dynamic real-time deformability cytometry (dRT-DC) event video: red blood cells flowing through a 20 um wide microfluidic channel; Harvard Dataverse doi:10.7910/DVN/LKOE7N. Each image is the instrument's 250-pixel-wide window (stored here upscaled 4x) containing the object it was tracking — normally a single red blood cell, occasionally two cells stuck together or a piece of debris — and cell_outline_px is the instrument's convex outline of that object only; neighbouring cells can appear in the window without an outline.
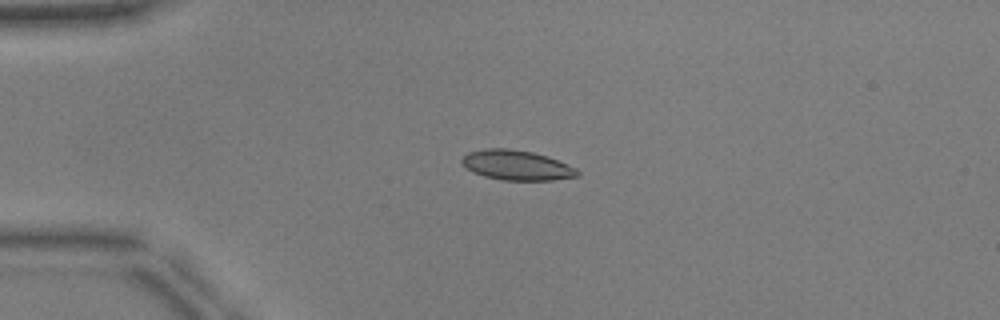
{"species": "common noctule bat (a hibernating species)", "species_latin": "Nyctalus noctula", "temperature_condition": "warm", "stored_images_in_passage": 40, "camera_frame_rate_fps": 3000, "um_per_image_px": 0.085, "animal": {"sex": "male", "body_mass_g": 17.9, "forearm_length_mm": 54.2}, "frame": {"image": 1, "passage_image": 1, "time_ms": 0.0, "image_size_px": [1000, 320], "cell_outline_px": [[580, 176], [552, 180], [500, 180], [484, 176], [472, 172], [460, 164], [460, 160], [468, 152], [484, 148], [508, 148], [532, 152], [556, 160], [576, 168], [580, 172]], "centroid_in_image_um": [43.86, 14.05], "position_along_channel_um": 41.1, "area_um2": 20.17}}
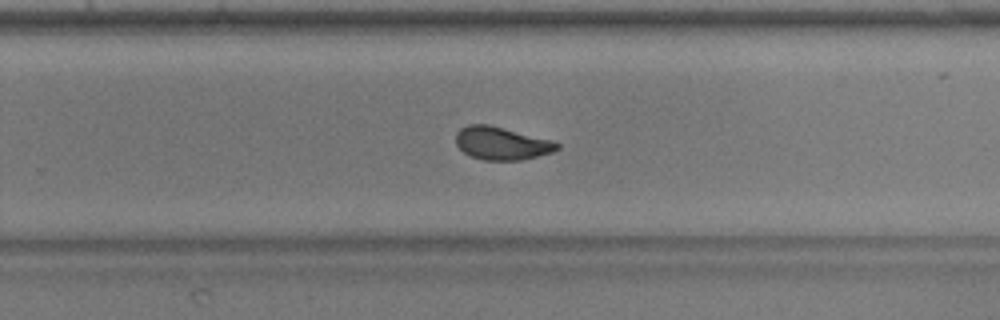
{"frame": {"image": 2, "passage_image": 22, "time_ms": 7.0, "image_size_px": [1000, 320], "cell_outline_px": [[560, 148], [552, 152], [520, 160], [484, 160], [472, 156], [464, 152], [456, 144], [456, 132], [460, 128], [468, 124], [488, 124], [552, 140], [560, 144]], "centroid_in_image_um": [42.63, 12.17], "position_along_channel_um": 287.2, "area_um2": 19.31}}
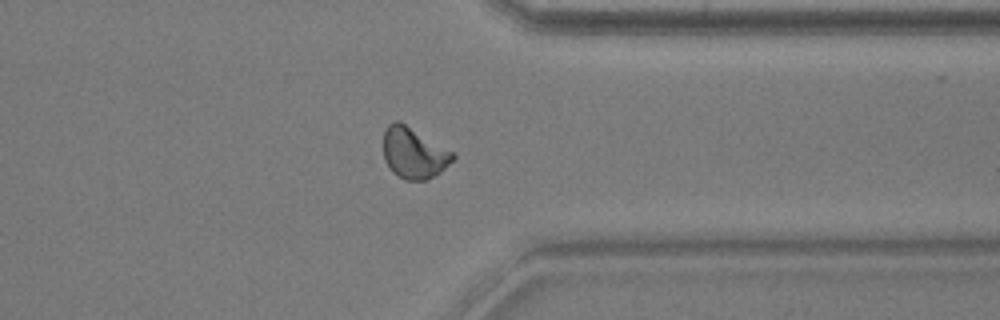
{"frame": {"image": 3, "passage_image": 29, "time_ms": 9.333, "image_size_px": [1000, 320], "cell_outline_px": [[456, 156], [440, 172], [424, 180], [404, 180], [392, 172], [384, 160], [384, 132], [388, 124], [392, 120], [400, 120], [452, 152]], "centroid_in_image_um": [35.13, 12.99], "position_along_channel_um": 376.3, "area_um2": 20.46}, "authors_computed_cell_mechanics": {"area_um2": 20.2011, "velocity_mm_per_s": 3.9402, "shape_relaxation_time_tau1_ms": 3.7771, "shape_relaxation_time_tau2_ms": 1.1521, "deformation_change_tau1": 0.1342, "deformation_change_tau2": 0.0607}}